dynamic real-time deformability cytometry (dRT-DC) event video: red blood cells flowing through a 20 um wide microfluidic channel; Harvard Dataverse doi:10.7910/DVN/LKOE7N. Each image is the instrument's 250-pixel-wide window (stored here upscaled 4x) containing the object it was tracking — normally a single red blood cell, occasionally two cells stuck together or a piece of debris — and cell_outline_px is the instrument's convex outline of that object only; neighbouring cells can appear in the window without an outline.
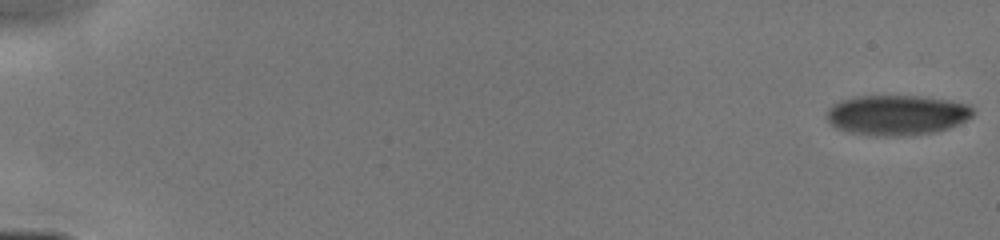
{"species": "human", "species_latin": "Homo sapiens", "temperature_condition": "cold", "stored_images_in_passage": 12, "camera_frame_rate_fps": 3000, "um_per_image_px": 0.085, "donor": {"sex": "male"}, "frame": {"image": 1, "passage_image": 1, "time_ms": 0.0, "image_size_px": [1000, 240], "cell_outline_px": [[972, 116], [948, 128], [936, 132], [900, 136], [872, 136], [852, 132], [836, 128], [828, 120], [828, 108], [832, 104], [840, 100], [856, 96], [920, 96], [948, 100], [968, 104], [972, 108]], "centroid_in_image_um": [76.21, 9.77], "position_along_channel_um": 8.8, "area_um2": 34.04}}
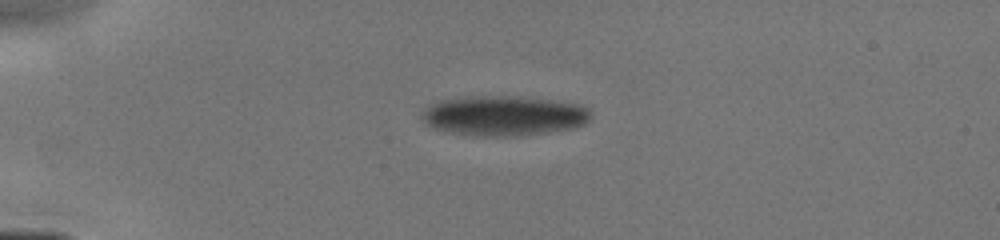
{"frame": {"image": 2, "passage_image": 10, "time_ms": 4.0, "image_size_px": [1000, 240], "cell_outline_px": [[592, 112], [588, 120], [584, 124], [572, 128], [548, 132], [516, 136], [480, 136], [452, 132], [436, 128], [428, 124], [420, 116], [432, 104], [440, 100], [464, 96], [508, 96], [548, 100], [576, 104], [588, 108]], "centroid_in_image_um": [42.84, 9.83], "position_along_channel_um": 42.2, "area_um2": 38.78}}